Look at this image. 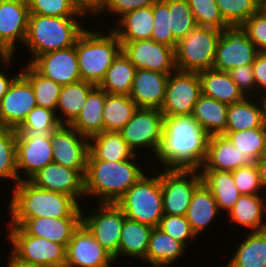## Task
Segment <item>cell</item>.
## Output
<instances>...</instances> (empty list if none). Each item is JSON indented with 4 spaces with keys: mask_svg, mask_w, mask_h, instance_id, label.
Segmentation results:
<instances>
[{
    "mask_svg": "<svg viewBox=\"0 0 266 267\" xmlns=\"http://www.w3.org/2000/svg\"><path fill=\"white\" fill-rule=\"evenodd\" d=\"M95 211L82 214V224L90 231L100 245L109 252L116 262L119 241L126 216L116 203H99Z\"/></svg>",
    "mask_w": 266,
    "mask_h": 267,
    "instance_id": "7c38bea8",
    "label": "cell"
},
{
    "mask_svg": "<svg viewBox=\"0 0 266 267\" xmlns=\"http://www.w3.org/2000/svg\"><path fill=\"white\" fill-rule=\"evenodd\" d=\"M227 110V104L201 95L192 115L209 136L222 135L227 126Z\"/></svg>",
    "mask_w": 266,
    "mask_h": 267,
    "instance_id": "e575fe53",
    "label": "cell"
},
{
    "mask_svg": "<svg viewBox=\"0 0 266 267\" xmlns=\"http://www.w3.org/2000/svg\"><path fill=\"white\" fill-rule=\"evenodd\" d=\"M228 213V221L245 226L246 230L249 228V232L266 230V222L263 220L266 214V195L242 194Z\"/></svg>",
    "mask_w": 266,
    "mask_h": 267,
    "instance_id": "484cf974",
    "label": "cell"
},
{
    "mask_svg": "<svg viewBox=\"0 0 266 267\" xmlns=\"http://www.w3.org/2000/svg\"><path fill=\"white\" fill-rule=\"evenodd\" d=\"M258 53L241 25L227 26L218 40L213 68L229 72L236 67L252 65Z\"/></svg>",
    "mask_w": 266,
    "mask_h": 267,
    "instance_id": "8fae6325",
    "label": "cell"
},
{
    "mask_svg": "<svg viewBox=\"0 0 266 267\" xmlns=\"http://www.w3.org/2000/svg\"><path fill=\"white\" fill-rule=\"evenodd\" d=\"M170 29L179 41L185 38L198 25L186 0H168Z\"/></svg>",
    "mask_w": 266,
    "mask_h": 267,
    "instance_id": "f6af8a7d",
    "label": "cell"
},
{
    "mask_svg": "<svg viewBox=\"0 0 266 267\" xmlns=\"http://www.w3.org/2000/svg\"><path fill=\"white\" fill-rule=\"evenodd\" d=\"M21 73L32 85L37 106L56 111L62 85L45 78L28 63Z\"/></svg>",
    "mask_w": 266,
    "mask_h": 267,
    "instance_id": "60d3db41",
    "label": "cell"
},
{
    "mask_svg": "<svg viewBox=\"0 0 266 267\" xmlns=\"http://www.w3.org/2000/svg\"><path fill=\"white\" fill-rule=\"evenodd\" d=\"M27 4L30 14L51 17H84L73 0H27Z\"/></svg>",
    "mask_w": 266,
    "mask_h": 267,
    "instance_id": "7dc6e473",
    "label": "cell"
},
{
    "mask_svg": "<svg viewBox=\"0 0 266 267\" xmlns=\"http://www.w3.org/2000/svg\"><path fill=\"white\" fill-rule=\"evenodd\" d=\"M30 65L45 78L62 86L81 80L75 45L37 56Z\"/></svg>",
    "mask_w": 266,
    "mask_h": 267,
    "instance_id": "ffe728a7",
    "label": "cell"
},
{
    "mask_svg": "<svg viewBox=\"0 0 266 267\" xmlns=\"http://www.w3.org/2000/svg\"><path fill=\"white\" fill-rule=\"evenodd\" d=\"M122 52L136 69L171 74L177 70L175 49L152 39L121 42Z\"/></svg>",
    "mask_w": 266,
    "mask_h": 267,
    "instance_id": "2e32d148",
    "label": "cell"
},
{
    "mask_svg": "<svg viewBox=\"0 0 266 267\" xmlns=\"http://www.w3.org/2000/svg\"><path fill=\"white\" fill-rule=\"evenodd\" d=\"M153 21V6L142 7L120 17L112 30L120 42L151 39Z\"/></svg>",
    "mask_w": 266,
    "mask_h": 267,
    "instance_id": "f546056e",
    "label": "cell"
},
{
    "mask_svg": "<svg viewBox=\"0 0 266 267\" xmlns=\"http://www.w3.org/2000/svg\"><path fill=\"white\" fill-rule=\"evenodd\" d=\"M202 95L198 72L176 70L169 75L165 98L160 111L164 116L192 114Z\"/></svg>",
    "mask_w": 266,
    "mask_h": 267,
    "instance_id": "4fadbf2b",
    "label": "cell"
},
{
    "mask_svg": "<svg viewBox=\"0 0 266 267\" xmlns=\"http://www.w3.org/2000/svg\"><path fill=\"white\" fill-rule=\"evenodd\" d=\"M222 30L197 26L177 42L175 64L179 71L201 72L213 68L216 47Z\"/></svg>",
    "mask_w": 266,
    "mask_h": 267,
    "instance_id": "52a82bcc",
    "label": "cell"
},
{
    "mask_svg": "<svg viewBox=\"0 0 266 267\" xmlns=\"http://www.w3.org/2000/svg\"><path fill=\"white\" fill-rule=\"evenodd\" d=\"M7 226H21L29 218H82L79 203L71 196L36 187L22 180L12 188Z\"/></svg>",
    "mask_w": 266,
    "mask_h": 267,
    "instance_id": "7a4b0ae2",
    "label": "cell"
},
{
    "mask_svg": "<svg viewBox=\"0 0 266 267\" xmlns=\"http://www.w3.org/2000/svg\"><path fill=\"white\" fill-rule=\"evenodd\" d=\"M223 20L229 26L242 25L262 7L263 0H215Z\"/></svg>",
    "mask_w": 266,
    "mask_h": 267,
    "instance_id": "7bdbcfd3",
    "label": "cell"
},
{
    "mask_svg": "<svg viewBox=\"0 0 266 267\" xmlns=\"http://www.w3.org/2000/svg\"><path fill=\"white\" fill-rule=\"evenodd\" d=\"M29 181L38 188L69 195L78 203H80L79 199L85 197L84 175L80 171L54 162L47 164Z\"/></svg>",
    "mask_w": 266,
    "mask_h": 267,
    "instance_id": "d6986e66",
    "label": "cell"
},
{
    "mask_svg": "<svg viewBox=\"0 0 266 267\" xmlns=\"http://www.w3.org/2000/svg\"><path fill=\"white\" fill-rule=\"evenodd\" d=\"M201 183L200 169L164 168L161 171L164 215L185 216L192 195Z\"/></svg>",
    "mask_w": 266,
    "mask_h": 267,
    "instance_id": "9c48e42d",
    "label": "cell"
},
{
    "mask_svg": "<svg viewBox=\"0 0 266 267\" xmlns=\"http://www.w3.org/2000/svg\"><path fill=\"white\" fill-rule=\"evenodd\" d=\"M203 184L211 191L219 210L227 213L242 195L234 183L232 172L220 170H200Z\"/></svg>",
    "mask_w": 266,
    "mask_h": 267,
    "instance_id": "836d02e7",
    "label": "cell"
},
{
    "mask_svg": "<svg viewBox=\"0 0 266 267\" xmlns=\"http://www.w3.org/2000/svg\"><path fill=\"white\" fill-rule=\"evenodd\" d=\"M12 253L27 263L45 267H65L66 246L28 235L20 226H8Z\"/></svg>",
    "mask_w": 266,
    "mask_h": 267,
    "instance_id": "ba28073f",
    "label": "cell"
},
{
    "mask_svg": "<svg viewBox=\"0 0 266 267\" xmlns=\"http://www.w3.org/2000/svg\"><path fill=\"white\" fill-rule=\"evenodd\" d=\"M52 149L50 134L16 133V158L19 181H29L47 164L52 163ZM20 172L24 173L26 178Z\"/></svg>",
    "mask_w": 266,
    "mask_h": 267,
    "instance_id": "5bb4252c",
    "label": "cell"
},
{
    "mask_svg": "<svg viewBox=\"0 0 266 267\" xmlns=\"http://www.w3.org/2000/svg\"><path fill=\"white\" fill-rule=\"evenodd\" d=\"M94 87L83 80L62 86L56 109V112L61 111V115L65 116L57 115L61 124L70 125L76 119Z\"/></svg>",
    "mask_w": 266,
    "mask_h": 267,
    "instance_id": "74e56055",
    "label": "cell"
},
{
    "mask_svg": "<svg viewBox=\"0 0 266 267\" xmlns=\"http://www.w3.org/2000/svg\"><path fill=\"white\" fill-rule=\"evenodd\" d=\"M106 92L95 86L88 94L85 105L70 124L79 134L88 138L104 131L102 110Z\"/></svg>",
    "mask_w": 266,
    "mask_h": 267,
    "instance_id": "4dcf8cb0",
    "label": "cell"
},
{
    "mask_svg": "<svg viewBox=\"0 0 266 267\" xmlns=\"http://www.w3.org/2000/svg\"><path fill=\"white\" fill-rule=\"evenodd\" d=\"M20 73L21 72L16 73L15 75L10 77L7 75V73L4 74V72H2V71L0 72V102H1L2 98L4 97V95L8 92V89H9L10 85L12 84V82L14 81V79Z\"/></svg>",
    "mask_w": 266,
    "mask_h": 267,
    "instance_id": "6f0895ef",
    "label": "cell"
},
{
    "mask_svg": "<svg viewBox=\"0 0 266 267\" xmlns=\"http://www.w3.org/2000/svg\"><path fill=\"white\" fill-rule=\"evenodd\" d=\"M16 158V130L0 126V180L19 182Z\"/></svg>",
    "mask_w": 266,
    "mask_h": 267,
    "instance_id": "b9f144b4",
    "label": "cell"
},
{
    "mask_svg": "<svg viewBox=\"0 0 266 267\" xmlns=\"http://www.w3.org/2000/svg\"><path fill=\"white\" fill-rule=\"evenodd\" d=\"M57 114L59 112L56 113V111L36 106L16 129V133L50 134L61 125Z\"/></svg>",
    "mask_w": 266,
    "mask_h": 267,
    "instance_id": "ee69618b",
    "label": "cell"
},
{
    "mask_svg": "<svg viewBox=\"0 0 266 267\" xmlns=\"http://www.w3.org/2000/svg\"><path fill=\"white\" fill-rule=\"evenodd\" d=\"M252 68L257 90L256 92L258 94L257 97L259 95L261 97H266V52H259L256 55Z\"/></svg>",
    "mask_w": 266,
    "mask_h": 267,
    "instance_id": "11a10c76",
    "label": "cell"
},
{
    "mask_svg": "<svg viewBox=\"0 0 266 267\" xmlns=\"http://www.w3.org/2000/svg\"><path fill=\"white\" fill-rule=\"evenodd\" d=\"M158 227L185 248L188 247V239L194 240L193 238L197 237L185 216L163 215Z\"/></svg>",
    "mask_w": 266,
    "mask_h": 267,
    "instance_id": "681fc988",
    "label": "cell"
},
{
    "mask_svg": "<svg viewBox=\"0 0 266 267\" xmlns=\"http://www.w3.org/2000/svg\"><path fill=\"white\" fill-rule=\"evenodd\" d=\"M37 106L30 81L20 73L0 102V126L17 129Z\"/></svg>",
    "mask_w": 266,
    "mask_h": 267,
    "instance_id": "e0dca14e",
    "label": "cell"
},
{
    "mask_svg": "<svg viewBox=\"0 0 266 267\" xmlns=\"http://www.w3.org/2000/svg\"><path fill=\"white\" fill-rule=\"evenodd\" d=\"M154 227L125 218L119 241L118 258H146L149 240Z\"/></svg>",
    "mask_w": 266,
    "mask_h": 267,
    "instance_id": "1f68e13d",
    "label": "cell"
},
{
    "mask_svg": "<svg viewBox=\"0 0 266 267\" xmlns=\"http://www.w3.org/2000/svg\"><path fill=\"white\" fill-rule=\"evenodd\" d=\"M114 262V257L83 224L74 232L66 246L65 267H112Z\"/></svg>",
    "mask_w": 266,
    "mask_h": 267,
    "instance_id": "ac0fdd59",
    "label": "cell"
},
{
    "mask_svg": "<svg viewBox=\"0 0 266 267\" xmlns=\"http://www.w3.org/2000/svg\"><path fill=\"white\" fill-rule=\"evenodd\" d=\"M243 155L224 135L209 137L206 157L200 170L235 171L242 167Z\"/></svg>",
    "mask_w": 266,
    "mask_h": 267,
    "instance_id": "d4e9b609",
    "label": "cell"
},
{
    "mask_svg": "<svg viewBox=\"0 0 266 267\" xmlns=\"http://www.w3.org/2000/svg\"><path fill=\"white\" fill-rule=\"evenodd\" d=\"M225 267H266V230L249 232Z\"/></svg>",
    "mask_w": 266,
    "mask_h": 267,
    "instance_id": "d590c367",
    "label": "cell"
},
{
    "mask_svg": "<svg viewBox=\"0 0 266 267\" xmlns=\"http://www.w3.org/2000/svg\"><path fill=\"white\" fill-rule=\"evenodd\" d=\"M136 70L135 66L121 52L106 71L99 87L107 94L129 95Z\"/></svg>",
    "mask_w": 266,
    "mask_h": 267,
    "instance_id": "ab89813d",
    "label": "cell"
},
{
    "mask_svg": "<svg viewBox=\"0 0 266 267\" xmlns=\"http://www.w3.org/2000/svg\"><path fill=\"white\" fill-rule=\"evenodd\" d=\"M198 74L202 95L206 97L227 105L241 101L245 97L228 72L212 68L198 72Z\"/></svg>",
    "mask_w": 266,
    "mask_h": 267,
    "instance_id": "4316f807",
    "label": "cell"
},
{
    "mask_svg": "<svg viewBox=\"0 0 266 267\" xmlns=\"http://www.w3.org/2000/svg\"><path fill=\"white\" fill-rule=\"evenodd\" d=\"M153 29L151 39L171 48H176L177 40L170 29V12L168 0H157L153 5Z\"/></svg>",
    "mask_w": 266,
    "mask_h": 267,
    "instance_id": "bcb514c9",
    "label": "cell"
},
{
    "mask_svg": "<svg viewBox=\"0 0 266 267\" xmlns=\"http://www.w3.org/2000/svg\"><path fill=\"white\" fill-rule=\"evenodd\" d=\"M228 73L245 97H251L252 95L254 96V94L255 97H257V93L254 92L256 91V85L252 65L236 67L231 69Z\"/></svg>",
    "mask_w": 266,
    "mask_h": 267,
    "instance_id": "f5cc1de1",
    "label": "cell"
},
{
    "mask_svg": "<svg viewBox=\"0 0 266 267\" xmlns=\"http://www.w3.org/2000/svg\"><path fill=\"white\" fill-rule=\"evenodd\" d=\"M82 218H29L20 227L28 234L67 246Z\"/></svg>",
    "mask_w": 266,
    "mask_h": 267,
    "instance_id": "603a6c76",
    "label": "cell"
},
{
    "mask_svg": "<svg viewBox=\"0 0 266 267\" xmlns=\"http://www.w3.org/2000/svg\"><path fill=\"white\" fill-rule=\"evenodd\" d=\"M134 155L120 132L103 131L89 138L87 160L117 162L130 159Z\"/></svg>",
    "mask_w": 266,
    "mask_h": 267,
    "instance_id": "f1b7e54d",
    "label": "cell"
},
{
    "mask_svg": "<svg viewBox=\"0 0 266 267\" xmlns=\"http://www.w3.org/2000/svg\"><path fill=\"white\" fill-rule=\"evenodd\" d=\"M109 0H73L77 9L87 16L90 15H99L103 13V9L107 5Z\"/></svg>",
    "mask_w": 266,
    "mask_h": 267,
    "instance_id": "9f6ffc18",
    "label": "cell"
},
{
    "mask_svg": "<svg viewBox=\"0 0 266 267\" xmlns=\"http://www.w3.org/2000/svg\"><path fill=\"white\" fill-rule=\"evenodd\" d=\"M263 7L266 10V0H263Z\"/></svg>",
    "mask_w": 266,
    "mask_h": 267,
    "instance_id": "6125c7cd",
    "label": "cell"
},
{
    "mask_svg": "<svg viewBox=\"0 0 266 267\" xmlns=\"http://www.w3.org/2000/svg\"><path fill=\"white\" fill-rule=\"evenodd\" d=\"M155 172L159 174H144L116 203L127 218L152 227H158L164 215L161 172Z\"/></svg>",
    "mask_w": 266,
    "mask_h": 267,
    "instance_id": "8992f818",
    "label": "cell"
},
{
    "mask_svg": "<svg viewBox=\"0 0 266 267\" xmlns=\"http://www.w3.org/2000/svg\"><path fill=\"white\" fill-rule=\"evenodd\" d=\"M219 212V213H218ZM220 214L217 202L203 182L195 189L185 217L192 231L199 236Z\"/></svg>",
    "mask_w": 266,
    "mask_h": 267,
    "instance_id": "83f0119b",
    "label": "cell"
},
{
    "mask_svg": "<svg viewBox=\"0 0 266 267\" xmlns=\"http://www.w3.org/2000/svg\"><path fill=\"white\" fill-rule=\"evenodd\" d=\"M209 137L192 114L164 116L162 144L155 158L163 168L199 169Z\"/></svg>",
    "mask_w": 266,
    "mask_h": 267,
    "instance_id": "6da1fadb",
    "label": "cell"
},
{
    "mask_svg": "<svg viewBox=\"0 0 266 267\" xmlns=\"http://www.w3.org/2000/svg\"><path fill=\"white\" fill-rule=\"evenodd\" d=\"M259 52H266V10L262 7L241 25Z\"/></svg>",
    "mask_w": 266,
    "mask_h": 267,
    "instance_id": "816d5d0a",
    "label": "cell"
},
{
    "mask_svg": "<svg viewBox=\"0 0 266 267\" xmlns=\"http://www.w3.org/2000/svg\"><path fill=\"white\" fill-rule=\"evenodd\" d=\"M256 166L259 171V177L261 181V185L263 187V191H266V158L262 157L261 159L256 161Z\"/></svg>",
    "mask_w": 266,
    "mask_h": 267,
    "instance_id": "94428289",
    "label": "cell"
},
{
    "mask_svg": "<svg viewBox=\"0 0 266 267\" xmlns=\"http://www.w3.org/2000/svg\"><path fill=\"white\" fill-rule=\"evenodd\" d=\"M138 108L129 95L106 93L102 110L104 131L119 132L131 120Z\"/></svg>",
    "mask_w": 266,
    "mask_h": 267,
    "instance_id": "f35d334b",
    "label": "cell"
},
{
    "mask_svg": "<svg viewBox=\"0 0 266 267\" xmlns=\"http://www.w3.org/2000/svg\"><path fill=\"white\" fill-rule=\"evenodd\" d=\"M108 30L109 34H103L85 29L75 44L80 78L95 86L100 85L106 71L122 52L117 35L112 29Z\"/></svg>",
    "mask_w": 266,
    "mask_h": 267,
    "instance_id": "5b68a950",
    "label": "cell"
},
{
    "mask_svg": "<svg viewBox=\"0 0 266 267\" xmlns=\"http://www.w3.org/2000/svg\"><path fill=\"white\" fill-rule=\"evenodd\" d=\"M163 119L160 109L138 108L119 132L134 154L138 155L139 149L142 152L148 149L156 157L162 144Z\"/></svg>",
    "mask_w": 266,
    "mask_h": 267,
    "instance_id": "30bf717a",
    "label": "cell"
},
{
    "mask_svg": "<svg viewBox=\"0 0 266 267\" xmlns=\"http://www.w3.org/2000/svg\"><path fill=\"white\" fill-rule=\"evenodd\" d=\"M231 143L244 156L242 166H250L256 164L261 159L266 149V127H255L252 129L224 132Z\"/></svg>",
    "mask_w": 266,
    "mask_h": 267,
    "instance_id": "8d00e7d4",
    "label": "cell"
},
{
    "mask_svg": "<svg viewBox=\"0 0 266 267\" xmlns=\"http://www.w3.org/2000/svg\"><path fill=\"white\" fill-rule=\"evenodd\" d=\"M170 74L137 69L129 97L139 108L161 109Z\"/></svg>",
    "mask_w": 266,
    "mask_h": 267,
    "instance_id": "7402d4cb",
    "label": "cell"
},
{
    "mask_svg": "<svg viewBox=\"0 0 266 267\" xmlns=\"http://www.w3.org/2000/svg\"><path fill=\"white\" fill-rule=\"evenodd\" d=\"M9 257H10L8 261L9 264L7 267H45L42 265H37L22 261L19 258H17L13 253H10Z\"/></svg>",
    "mask_w": 266,
    "mask_h": 267,
    "instance_id": "91938a15",
    "label": "cell"
},
{
    "mask_svg": "<svg viewBox=\"0 0 266 267\" xmlns=\"http://www.w3.org/2000/svg\"><path fill=\"white\" fill-rule=\"evenodd\" d=\"M198 26L223 30L229 26L219 11L215 0H186Z\"/></svg>",
    "mask_w": 266,
    "mask_h": 267,
    "instance_id": "c3c4849f",
    "label": "cell"
},
{
    "mask_svg": "<svg viewBox=\"0 0 266 267\" xmlns=\"http://www.w3.org/2000/svg\"><path fill=\"white\" fill-rule=\"evenodd\" d=\"M232 176L241 194L256 195L262 194L261 192H266L262 191L263 187L256 164L239 167L235 171H232Z\"/></svg>",
    "mask_w": 266,
    "mask_h": 267,
    "instance_id": "f907efd6",
    "label": "cell"
},
{
    "mask_svg": "<svg viewBox=\"0 0 266 267\" xmlns=\"http://www.w3.org/2000/svg\"><path fill=\"white\" fill-rule=\"evenodd\" d=\"M135 154L123 161L87 160L85 197L92 195L100 203H117L144 174ZM135 161V162H134Z\"/></svg>",
    "mask_w": 266,
    "mask_h": 267,
    "instance_id": "3957f363",
    "label": "cell"
},
{
    "mask_svg": "<svg viewBox=\"0 0 266 267\" xmlns=\"http://www.w3.org/2000/svg\"><path fill=\"white\" fill-rule=\"evenodd\" d=\"M29 14L27 0H0V40L14 53L25 41Z\"/></svg>",
    "mask_w": 266,
    "mask_h": 267,
    "instance_id": "44dd1931",
    "label": "cell"
},
{
    "mask_svg": "<svg viewBox=\"0 0 266 267\" xmlns=\"http://www.w3.org/2000/svg\"><path fill=\"white\" fill-rule=\"evenodd\" d=\"M13 56L14 52L0 40V62L3 64V66L0 65L1 68L5 65L9 67L10 63L12 65Z\"/></svg>",
    "mask_w": 266,
    "mask_h": 267,
    "instance_id": "680465c9",
    "label": "cell"
},
{
    "mask_svg": "<svg viewBox=\"0 0 266 267\" xmlns=\"http://www.w3.org/2000/svg\"><path fill=\"white\" fill-rule=\"evenodd\" d=\"M80 22L78 17L29 14L27 34L23 43L32 56L28 64L42 54L74 46L85 30Z\"/></svg>",
    "mask_w": 266,
    "mask_h": 267,
    "instance_id": "277c9868",
    "label": "cell"
},
{
    "mask_svg": "<svg viewBox=\"0 0 266 267\" xmlns=\"http://www.w3.org/2000/svg\"><path fill=\"white\" fill-rule=\"evenodd\" d=\"M157 0H109L103 12L115 13L119 18L124 14L142 7L153 6Z\"/></svg>",
    "mask_w": 266,
    "mask_h": 267,
    "instance_id": "db71d44e",
    "label": "cell"
},
{
    "mask_svg": "<svg viewBox=\"0 0 266 267\" xmlns=\"http://www.w3.org/2000/svg\"><path fill=\"white\" fill-rule=\"evenodd\" d=\"M255 98V96L253 98L244 97L241 101L228 105L225 132H237L255 127H266L264 97H257L258 101Z\"/></svg>",
    "mask_w": 266,
    "mask_h": 267,
    "instance_id": "cb8c5ba5",
    "label": "cell"
},
{
    "mask_svg": "<svg viewBox=\"0 0 266 267\" xmlns=\"http://www.w3.org/2000/svg\"><path fill=\"white\" fill-rule=\"evenodd\" d=\"M53 162L86 174L89 138L79 134L71 125L61 124L50 133Z\"/></svg>",
    "mask_w": 266,
    "mask_h": 267,
    "instance_id": "9a60e30c",
    "label": "cell"
},
{
    "mask_svg": "<svg viewBox=\"0 0 266 267\" xmlns=\"http://www.w3.org/2000/svg\"><path fill=\"white\" fill-rule=\"evenodd\" d=\"M186 248L159 227H154L150 236L146 258L154 267H168L186 251ZM171 264V265H170Z\"/></svg>",
    "mask_w": 266,
    "mask_h": 267,
    "instance_id": "d6a6232c",
    "label": "cell"
}]
</instances>
